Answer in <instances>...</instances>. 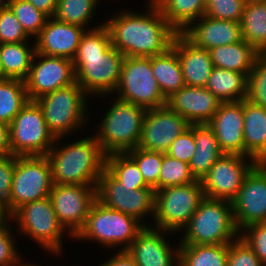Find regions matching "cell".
<instances>
[{
	"label": "cell",
	"instance_id": "cell-1",
	"mask_svg": "<svg viewBox=\"0 0 266 266\" xmlns=\"http://www.w3.org/2000/svg\"><path fill=\"white\" fill-rule=\"evenodd\" d=\"M148 11L121 12L104 22L111 43L125 57H151L166 52L178 34L159 8L148 0Z\"/></svg>",
	"mask_w": 266,
	"mask_h": 266
},
{
	"label": "cell",
	"instance_id": "cell-2",
	"mask_svg": "<svg viewBox=\"0 0 266 266\" xmlns=\"http://www.w3.org/2000/svg\"><path fill=\"white\" fill-rule=\"evenodd\" d=\"M125 56L112 46L104 23L82 35L73 67L77 84L89 95L114 93L120 81Z\"/></svg>",
	"mask_w": 266,
	"mask_h": 266
},
{
	"label": "cell",
	"instance_id": "cell-3",
	"mask_svg": "<svg viewBox=\"0 0 266 266\" xmlns=\"http://www.w3.org/2000/svg\"><path fill=\"white\" fill-rule=\"evenodd\" d=\"M61 139L62 137L56 138L54 145L46 154L51 165L53 183L97 185L106 169L107 154L96 137L93 135L81 138L69 145L58 147Z\"/></svg>",
	"mask_w": 266,
	"mask_h": 266
},
{
	"label": "cell",
	"instance_id": "cell-4",
	"mask_svg": "<svg viewBox=\"0 0 266 266\" xmlns=\"http://www.w3.org/2000/svg\"><path fill=\"white\" fill-rule=\"evenodd\" d=\"M182 230L185 233L179 245L230 244L240 237L232 203L208 197L201 200Z\"/></svg>",
	"mask_w": 266,
	"mask_h": 266
},
{
	"label": "cell",
	"instance_id": "cell-5",
	"mask_svg": "<svg viewBox=\"0 0 266 266\" xmlns=\"http://www.w3.org/2000/svg\"><path fill=\"white\" fill-rule=\"evenodd\" d=\"M109 108L94 135L103 151L126 153L138 147L146 109L119 98Z\"/></svg>",
	"mask_w": 266,
	"mask_h": 266
},
{
	"label": "cell",
	"instance_id": "cell-6",
	"mask_svg": "<svg viewBox=\"0 0 266 266\" xmlns=\"http://www.w3.org/2000/svg\"><path fill=\"white\" fill-rule=\"evenodd\" d=\"M86 96L84 90L75 82L35 100L42 110L49 131L55 138L64 139L87 123Z\"/></svg>",
	"mask_w": 266,
	"mask_h": 266
},
{
	"label": "cell",
	"instance_id": "cell-7",
	"mask_svg": "<svg viewBox=\"0 0 266 266\" xmlns=\"http://www.w3.org/2000/svg\"><path fill=\"white\" fill-rule=\"evenodd\" d=\"M144 228L134 217L107 208L96 200L84 227L75 238L94 240L107 248L122 245V250H126Z\"/></svg>",
	"mask_w": 266,
	"mask_h": 266
},
{
	"label": "cell",
	"instance_id": "cell-8",
	"mask_svg": "<svg viewBox=\"0 0 266 266\" xmlns=\"http://www.w3.org/2000/svg\"><path fill=\"white\" fill-rule=\"evenodd\" d=\"M204 197L202 182L198 180L155 191L154 228L181 231Z\"/></svg>",
	"mask_w": 266,
	"mask_h": 266
},
{
	"label": "cell",
	"instance_id": "cell-9",
	"mask_svg": "<svg viewBox=\"0 0 266 266\" xmlns=\"http://www.w3.org/2000/svg\"><path fill=\"white\" fill-rule=\"evenodd\" d=\"M9 135L13 156L46 155L56 141L35 100H29L9 124Z\"/></svg>",
	"mask_w": 266,
	"mask_h": 266
},
{
	"label": "cell",
	"instance_id": "cell-10",
	"mask_svg": "<svg viewBox=\"0 0 266 266\" xmlns=\"http://www.w3.org/2000/svg\"><path fill=\"white\" fill-rule=\"evenodd\" d=\"M11 217L18 224L20 233L32 238L46 252L61 253L65 229L57 219L50 197L20 206Z\"/></svg>",
	"mask_w": 266,
	"mask_h": 266
},
{
	"label": "cell",
	"instance_id": "cell-11",
	"mask_svg": "<svg viewBox=\"0 0 266 266\" xmlns=\"http://www.w3.org/2000/svg\"><path fill=\"white\" fill-rule=\"evenodd\" d=\"M115 92L117 98L146 110L167 104L152 73L151 57H125Z\"/></svg>",
	"mask_w": 266,
	"mask_h": 266
},
{
	"label": "cell",
	"instance_id": "cell-12",
	"mask_svg": "<svg viewBox=\"0 0 266 266\" xmlns=\"http://www.w3.org/2000/svg\"><path fill=\"white\" fill-rule=\"evenodd\" d=\"M96 200L107 208L120 211L139 220L145 227V215L155 213L154 188H128L107 169L101 174L96 186ZM143 221V222H142Z\"/></svg>",
	"mask_w": 266,
	"mask_h": 266
},
{
	"label": "cell",
	"instance_id": "cell-13",
	"mask_svg": "<svg viewBox=\"0 0 266 266\" xmlns=\"http://www.w3.org/2000/svg\"><path fill=\"white\" fill-rule=\"evenodd\" d=\"M52 185L51 165L46 155L15 156L13 213L26 203L49 197Z\"/></svg>",
	"mask_w": 266,
	"mask_h": 266
},
{
	"label": "cell",
	"instance_id": "cell-14",
	"mask_svg": "<svg viewBox=\"0 0 266 266\" xmlns=\"http://www.w3.org/2000/svg\"><path fill=\"white\" fill-rule=\"evenodd\" d=\"M97 185L53 183L50 199L60 225L75 239L96 201Z\"/></svg>",
	"mask_w": 266,
	"mask_h": 266
},
{
	"label": "cell",
	"instance_id": "cell-15",
	"mask_svg": "<svg viewBox=\"0 0 266 266\" xmlns=\"http://www.w3.org/2000/svg\"><path fill=\"white\" fill-rule=\"evenodd\" d=\"M256 164L251 157L223 153L201 180L204 196L231 202Z\"/></svg>",
	"mask_w": 266,
	"mask_h": 266
},
{
	"label": "cell",
	"instance_id": "cell-16",
	"mask_svg": "<svg viewBox=\"0 0 266 266\" xmlns=\"http://www.w3.org/2000/svg\"><path fill=\"white\" fill-rule=\"evenodd\" d=\"M24 82L29 100H36L47 93L70 86L76 82L73 61L35 52Z\"/></svg>",
	"mask_w": 266,
	"mask_h": 266
},
{
	"label": "cell",
	"instance_id": "cell-17",
	"mask_svg": "<svg viewBox=\"0 0 266 266\" xmlns=\"http://www.w3.org/2000/svg\"><path fill=\"white\" fill-rule=\"evenodd\" d=\"M231 203L239 231L266 222V163H257L250 170Z\"/></svg>",
	"mask_w": 266,
	"mask_h": 266
},
{
	"label": "cell",
	"instance_id": "cell-18",
	"mask_svg": "<svg viewBox=\"0 0 266 266\" xmlns=\"http://www.w3.org/2000/svg\"><path fill=\"white\" fill-rule=\"evenodd\" d=\"M189 127L190 123L167 105L148 109L143 118L138 147L165 153L171 143Z\"/></svg>",
	"mask_w": 266,
	"mask_h": 266
},
{
	"label": "cell",
	"instance_id": "cell-19",
	"mask_svg": "<svg viewBox=\"0 0 266 266\" xmlns=\"http://www.w3.org/2000/svg\"><path fill=\"white\" fill-rule=\"evenodd\" d=\"M165 232L171 233L147 226L132 241L126 252L137 266H179V245L173 249L164 239Z\"/></svg>",
	"mask_w": 266,
	"mask_h": 266
},
{
	"label": "cell",
	"instance_id": "cell-20",
	"mask_svg": "<svg viewBox=\"0 0 266 266\" xmlns=\"http://www.w3.org/2000/svg\"><path fill=\"white\" fill-rule=\"evenodd\" d=\"M243 119V100L221 102L208 123L223 153L245 156Z\"/></svg>",
	"mask_w": 266,
	"mask_h": 266
},
{
	"label": "cell",
	"instance_id": "cell-21",
	"mask_svg": "<svg viewBox=\"0 0 266 266\" xmlns=\"http://www.w3.org/2000/svg\"><path fill=\"white\" fill-rule=\"evenodd\" d=\"M86 28L49 17L35 38L36 53L73 60Z\"/></svg>",
	"mask_w": 266,
	"mask_h": 266
},
{
	"label": "cell",
	"instance_id": "cell-22",
	"mask_svg": "<svg viewBox=\"0 0 266 266\" xmlns=\"http://www.w3.org/2000/svg\"><path fill=\"white\" fill-rule=\"evenodd\" d=\"M221 101L206 87L183 86L167 99V106L190 124H208Z\"/></svg>",
	"mask_w": 266,
	"mask_h": 266
},
{
	"label": "cell",
	"instance_id": "cell-23",
	"mask_svg": "<svg viewBox=\"0 0 266 266\" xmlns=\"http://www.w3.org/2000/svg\"><path fill=\"white\" fill-rule=\"evenodd\" d=\"M200 19V20H199ZM181 34L197 48L210 50L243 40L240 22L221 20L203 15Z\"/></svg>",
	"mask_w": 266,
	"mask_h": 266
},
{
	"label": "cell",
	"instance_id": "cell-24",
	"mask_svg": "<svg viewBox=\"0 0 266 266\" xmlns=\"http://www.w3.org/2000/svg\"><path fill=\"white\" fill-rule=\"evenodd\" d=\"M180 60L185 86L205 87L214 66L210 52L197 48L181 33H178L171 46Z\"/></svg>",
	"mask_w": 266,
	"mask_h": 266
},
{
	"label": "cell",
	"instance_id": "cell-25",
	"mask_svg": "<svg viewBox=\"0 0 266 266\" xmlns=\"http://www.w3.org/2000/svg\"><path fill=\"white\" fill-rule=\"evenodd\" d=\"M245 157L266 163V109L243 99Z\"/></svg>",
	"mask_w": 266,
	"mask_h": 266
},
{
	"label": "cell",
	"instance_id": "cell-26",
	"mask_svg": "<svg viewBox=\"0 0 266 266\" xmlns=\"http://www.w3.org/2000/svg\"><path fill=\"white\" fill-rule=\"evenodd\" d=\"M194 140L196 147L189 168L195 180L201 181L223 152L208 124H194Z\"/></svg>",
	"mask_w": 266,
	"mask_h": 266
},
{
	"label": "cell",
	"instance_id": "cell-27",
	"mask_svg": "<svg viewBox=\"0 0 266 266\" xmlns=\"http://www.w3.org/2000/svg\"><path fill=\"white\" fill-rule=\"evenodd\" d=\"M209 52L214 67L239 72L247 77L259 55L244 39L240 42L212 48Z\"/></svg>",
	"mask_w": 266,
	"mask_h": 266
},
{
	"label": "cell",
	"instance_id": "cell-28",
	"mask_svg": "<svg viewBox=\"0 0 266 266\" xmlns=\"http://www.w3.org/2000/svg\"><path fill=\"white\" fill-rule=\"evenodd\" d=\"M151 67L166 100L185 86L180 60L172 47L162 54L151 56Z\"/></svg>",
	"mask_w": 266,
	"mask_h": 266
},
{
	"label": "cell",
	"instance_id": "cell-29",
	"mask_svg": "<svg viewBox=\"0 0 266 266\" xmlns=\"http://www.w3.org/2000/svg\"><path fill=\"white\" fill-rule=\"evenodd\" d=\"M169 25L183 32L192 22L205 15L206 0H152Z\"/></svg>",
	"mask_w": 266,
	"mask_h": 266
},
{
	"label": "cell",
	"instance_id": "cell-30",
	"mask_svg": "<svg viewBox=\"0 0 266 266\" xmlns=\"http://www.w3.org/2000/svg\"><path fill=\"white\" fill-rule=\"evenodd\" d=\"M247 85L245 74L214 67L205 87L221 102H233L247 98Z\"/></svg>",
	"mask_w": 266,
	"mask_h": 266
},
{
	"label": "cell",
	"instance_id": "cell-31",
	"mask_svg": "<svg viewBox=\"0 0 266 266\" xmlns=\"http://www.w3.org/2000/svg\"><path fill=\"white\" fill-rule=\"evenodd\" d=\"M240 27L242 38L259 54H266V0L245 3Z\"/></svg>",
	"mask_w": 266,
	"mask_h": 266
},
{
	"label": "cell",
	"instance_id": "cell-32",
	"mask_svg": "<svg viewBox=\"0 0 266 266\" xmlns=\"http://www.w3.org/2000/svg\"><path fill=\"white\" fill-rule=\"evenodd\" d=\"M27 43L0 44L3 79H19L24 81L27 78L33 56L36 52L35 44L30 48Z\"/></svg>",
	"mask_w": 266,
	"mask_h": 266
},
{
	"label": "cell",
	"instance_id": "cell-33",
	"mask_svg": "<svg viewBox=\"0 0 266 266\" xmlns=\"http://www.w3.org/2000/svg\"><path fill=\"white\" fill-rule=\"evenodd\" d=\"M229 244L179 245V266H227Z\"/></svg>",
	"mask_w": 266,
	"mask_h": 266
},
{
	"label": "cell",
	"instance_id": "cell-34",
	"mask_svg": "<svg viewBox=\"0 0 266 266\" xmlns=\"http://www.w3.org/2000/svg\"><path fill=\"white\" fill-rule=\"evenodd\" d=\"M28 101L24 81L0 79V121L9 125Z\"/></svg>",
	"mask_w": 266,
	"mask_h": 266
},
{
	"label": "cell",
	"instance_id": "cell-35",
	"mask_svg": "<svg viewBox=\"0 0 266 266\" xmlns=\"http://www.w3.org/2000/svg\"><path fill=\"white\" fill-rule=\"evenodd\" d=\"M106 169L128 188H152L144 181L138 165L127 153L108 154Z\"/></svg>",
	"mask_w": 266,
	"mask_h": 266
},
{
	"label": "cell",
	"instance_id": "cell-36",
	"mask_svg": "<svg viewBox=\"0 0 266 266\" xmlns=\"http://www.w3.org/2000/svg\"><path fill=\"white\" fill-rule=\"evenodd\" d=\"M98 0H58L54 18L85 28L90 23ZM86 25V26H85Z\"/></svg>",
	"mask_w": 266,
	"mask_h": 266
},
{
	"label": "cell",
	"instance_id": "cell-37",
	"mask_svg": "<svg viewBox=\"0 0 266 266\" xmlns=\"http://www.w3.org/2000/svg\"><path fill=\"white\" fill-rule=\"evenodd\" d=\"M8 7L15 14L30 38L31 36H35L36 38L40 34L49 18L27 0H11Z\"/></svg>",
	"mask_w": 266,
	"mask_h": 266
},
{
	"label": "cell",
	"instance_id": "cell-38",
	"mask_svg": "<svg viewBox=\"0 0 266 266\" xmlns=\"http://www.w3.org/2000/svg\"><path fill=\"white\" fill-rule=\"evenodd\" d=\"M138 165L144 181L155 191L158 190L163 152L147 151L136 147L126 152Z\"/></svg>",
	"mask_w": 266,
	"mask_h": 266
},
{
	"label": "cell",
	"instance_id": "cell-39",
	"mask_svg": "<svg viewBox=\"0 0 266 266\" xmlns=\"http://www.w3.org/2000/svg\"><path fill=\"white\" fill-rule=\"evenodd\" d=\"M189 164L178 159L172 158L163 153V161L160 168L158 180V190L177 185H185L194 182Z\"/></svg>",
	"mask_w": 266,
	"mask_h": 266
},
{
	"label": "cell",
	"instance_id": "cell-40",
	"mask_svg": "<svg viewBox=\"0 0 266 266\" xmlns=\"http://www.w3.org/2000/svg\"><path fill=\"white\" fill-rule=\"evenodd\" d=\"M247 99L266 109V54H259L248 76Z\"/></svg>",
	"mask_w": 266,
	"mask_h": 266
},
{
	"label": "cell",
	"instance_id": "cell-41",
	"mask_svg": "<svg viewBox=\"0 0 266 266\" xmlns=\"http://www.w3.org/2000/svg\"><path fill=\"white\" fill-rule=\"evenodd\" d=\"M29 37L9 7L0 9V44L27 42Z\"/></svg>",
	"mask_w": 266,
	"mask_h": 266
},
{
	"label": "cell",
	"instance_id": "cell-42",
	"mask_svg": "<svg viewBox=\"0 0 266 266\" xmlns=\"http://www.w3.org/2000/svg\"><path fill=\"white\" fill-rule=\"evenodd\" d=\"M244 6L242 0H206L205 15L215 19L240 22Z\"/></svg>",
	"mask_w": 266,
	"mask_h": 266
},
{
	"label": "cell",
	"instance_id": "cell-43",
	"mask_svg": "<svg viewBox=\"0 0 266 266\" xmlns=\"http://www.w3.org/2000/svg\"><path fill=\"white\" fill-rule=\"evenodd\" d=\"M13 155H0V203L13 214L12 180L14 174Z\"/></svg>",
	"mask_w": 266,
	"mask_h": 266
},
{
	"label": "cell",
	"instance_id": "cell-44",
	"mask_svg": "<svg viewBox=\"0 0 266 266\" xmlns=\"http://www.w3.org/2000/svg\"><path fill=\"white\" fill-rule=\"evenodd\" d=\"M240 237L266 266V222L250 224L240 231Z\"/></svg>",
	"mask_w": 266,
	"mask_h": 266
},
{
	"label": "cell",
	"instance_id": "cell-45",
	"mask_svg": "<svg viewBox=\"0 0 266 266\" xmlns=\"http://www.w3.org/2000/svg\"><path fill=\"white\" fill-rule=\"evenodd\" d=\"M227 266H265L254 251L241 238L231 242L228 247Z\"/></svg>",
	"mask_w": 266,
	"mask_h": 266
},
{
	"label": "cell",
	"instance_id": "cell-46",
	"mask_svg": "<svg viewBox=\"0 0 266 266\" xmlns=\"http://www.w3.org/2000/svg\"><path fill=\"white\" fill-rule=\"evenodd\" d=\"M8 222L9 220L0 224V266H27L26 263L21 262L16 245H14L13 234L10 231L11 225Z\"/></svg>",
	"mask_w": 266,
	"mask_h": 266
},
{
	"label": "cell",
	"instance_id": "cell-47",
	"mask_svg": "<svg viewBox=\"0 0 266 266\" xmlns=\"http://www.w3.org/2000/svg\"><path fill=\"white\" fill-rule=\"evenodd\" d=\"M195 147L194 124H190L189 129L171 143L165 154L189 164L195 152Z\"/></svg>",
	"mask_w": 266,
	"mask_h": 266
},
{
	"label": "cell",
	"instance_id": "cell-48",
	"mask_svg": "<svg viewBox=\"0 0 266 266\" xmlns=\"http://www.w3.org/2000/svg\"><path fill=\"white\" fill-rule=\"evenodd\" d=\"M101 266H137V264L126 250L120 249L117 254L109 258Z\"/></svg>",
	"mask_w": 266,
	"mask_h": 266
},
{
	"label": "cell",
	"instance_id": "cell-49",
	"mask_svg": "<svg viewBox=\"0 0 266 266\" xmlns=\"http://www.w3.org/2000/svg\"><path fill=\"white\" fill-rule=\"evenodd\" d=\"M37 10L43 12L48 17H53L56 11L58 0H27Z\"/></svg>",
	"mask_w": 266,
	"mask_h": 266
},
{
	"label": "cell",
	"instance_id": "cell-50",
	"mask_svg": "<svg viewBox=\"0 0 266 266\" xmlns=\"http://www.w3.org/2000/svg\"><path fill=\"white\" fill-rule=\"evenodd\" d=\"M0 155H12L10 147L9 125L0 121Z\"/></svg>",
	"mask_w": 266,
	"mask_h": 266
},
{
	"label": "cell",
	"instance_id": "cell-51",
	"mask_svg": "<svg viewBox=\"0 0 266 266\" xmlns=\"http://www.w3.org/2000/svg\"><path fill=\"white\" fill-rule=\"evenodd\" d=\"M12 219L11 213L0 203V224L6 223V220Z\"/></svg>",
	"mask_w": 266,
	"mask_h": 266
},
{
	"label": "cell",
	"instance_id": "cell-52",
	"mask_svg": "<svg viewBox=\"0 0 266 266\" xmlns=\"http://www.w3.org/2000/svg\"><path fill=\"white\" fill-rule=\"evenodd\" d=\"M11 0H0V9L8 7Z\"/></svg>",
	"mask_w": 266,
	"mask_h": 266
},
{
	"label": "cell",
	"instance_id": "cell-53",
	"mask_svg": "<svg viewBox=\"0 0 266 266\" xmlns=\"http://www.w3.org/2000/svg\"><path fill=\"white\" fill-rule=\"evenodd\" d=\"M0 79H3V68H2L1 55H0Z\"/></svg>",
	"mask_w": 266,
	"mask_h": 266
},
{
	"label": "cell",
	"instance_id": "cell-54",
	"mask_svg": "<svg viewBox=\"0 0 266 266\" xmlns=\"http://www.w3.org/2000/svg\"><path fill=\"white\" fill-rule=\"evenodd\" d=\"M244 3L253 2V1H259V0H242Z\"/></svg>",
	"mask_w": 266,
	"mask_h": 266
},
{
	"label": "cell",
	"instance_id": "cell-55",
	"mask_svg": "<svg viewBox=\"0 0 266 266\" xmlns=\"http://www.w3.org/2000/svg\"><path fill=\"white\" fill-rule=\"evenodd\" d=\"M27 266H41V265H35V264H30V263H27Z\"/></svg>",
	"mask_w": 266,
	"mask_h": 266
}]
</instances>
